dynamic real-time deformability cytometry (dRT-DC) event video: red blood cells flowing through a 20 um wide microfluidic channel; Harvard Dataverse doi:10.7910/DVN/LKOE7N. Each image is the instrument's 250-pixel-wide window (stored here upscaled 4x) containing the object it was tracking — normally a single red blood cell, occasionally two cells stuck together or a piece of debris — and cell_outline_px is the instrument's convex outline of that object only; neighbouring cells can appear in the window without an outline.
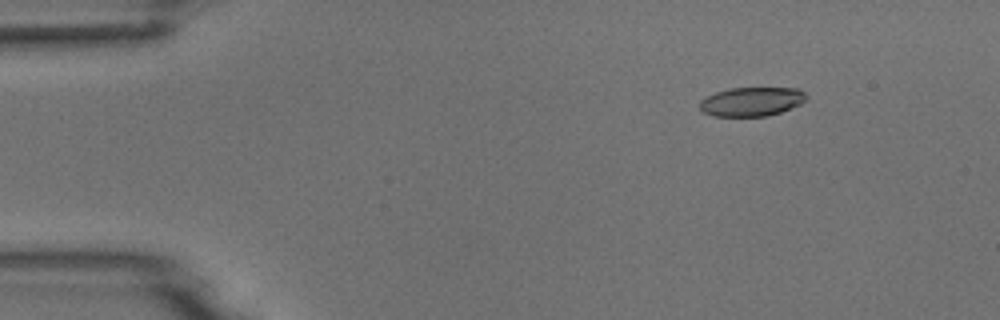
{"species": "common noctule bat (a hibernating species)", "species_latin": "Nyctalus noctula", "temperature_condition": "room temperature", "stored_images_in_passage": 6, "camera_frame_rate_fps": 3000, "um_per_image_px": 0.085, "animal": {"sex": "male", "body_mass_g": 18.8}, "frame": {"image": 1, "passage_image": 2, "time_ms": 1.0, "image_size_px": [1000, 320], "cell_outline_px": [[808, 96], [800, 104], [780, 112], [768, 116], [712, 116], [704, 112], [700, 108], [700, 100], [716, 92], [728, 88], [800, 88]], "centroid_in_image_um": [63.89, 8.63], "position_along_channel_um": 21.1, "area_um2": 17.98}}
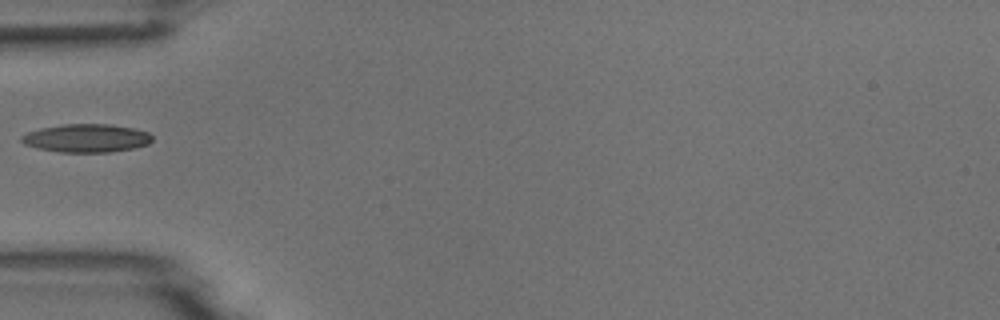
{"frame": {"image": 2, "passage_image": 5, "time_ms": 4.667, "image_size_px": [1000, 320], "cell_outline_px": [[152, 140], [148, 144], [132, 148], [108, 152], [60, 152], [40, 148], [24, 144], [20, 140], [20, 136], [28, 132], [40, 128], [64, 124], [112, 124], [132, 128], [148, 132], [152, 136]], "centroid_in_image_um": [7.34, 11.73], "position_along_channel_um": 77.7, "area_um2": 21.39}}